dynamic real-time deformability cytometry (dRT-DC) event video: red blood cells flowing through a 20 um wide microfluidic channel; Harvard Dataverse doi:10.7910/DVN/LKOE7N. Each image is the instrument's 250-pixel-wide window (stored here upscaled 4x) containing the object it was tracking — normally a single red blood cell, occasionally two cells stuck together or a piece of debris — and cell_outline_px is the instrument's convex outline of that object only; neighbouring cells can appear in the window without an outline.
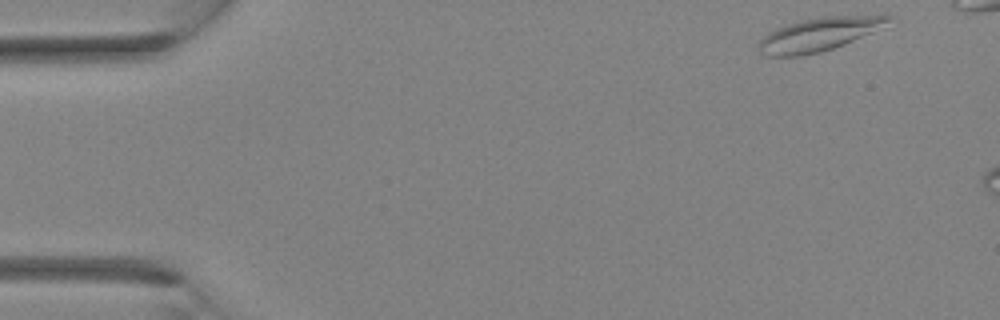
{"species": "Egyptian fruit bat (a non-hibernating species)", "species_latin": "Rousettus aegyptiacus", "temperature_condition": "room temperature", "stored_images_in_passage": 5, "camera_frame_rate_fps": 3000, "um_per_image_px": 0.085, "animal": {"sex": "female"}, "frame": {"image": 1, "passage_image": 1, "time_ms": 0.0, "image_size_px": [1000, 320], "cell_outline_px": [[896, 16], [872, 32], [844, 44], [820, 52], [800, 56], [768, 56], [760, 52], [760, 40], [768, 32], [776, 28], [800, 20], [824, 16]], "centroid_in_image_um": [69.54, 2.93], "position_along_channel_um": 15.5, "area_um2": 24.62}}